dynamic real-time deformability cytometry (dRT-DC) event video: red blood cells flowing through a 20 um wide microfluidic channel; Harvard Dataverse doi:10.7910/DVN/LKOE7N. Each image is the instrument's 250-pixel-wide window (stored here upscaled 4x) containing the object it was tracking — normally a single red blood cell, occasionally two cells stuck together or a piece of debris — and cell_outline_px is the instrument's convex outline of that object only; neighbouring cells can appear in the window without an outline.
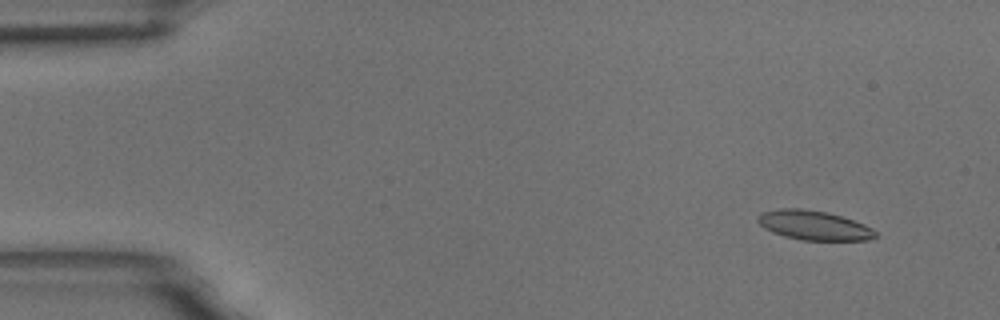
{"species": "common noctule bat (a hibernating species)", "species_latin": "Nyctalus noctula", "temperature_condition": "room temperature", "stored_images_in_passage": 56, "camera_frame_rate_fps": 3000, "um_per_image_px": 0.085, "animal": {"sex": "male", "body_mass_g": 18.8}, "frame": {"image": 1, "passage_image": 5, "time_ms": 1.333, "image_size_px": [1000, 320], "cell_outline_px": [[880, 236], [868, 240], [800, 240], [784, 236], [772, 232], [764, 228], [756, 220], [756, 216], [760, 212], [780, 208], [804, 208], [828, 212], [864, 224], [872, 228]], "centroid_in_image_um": [69.16, 19.14], "position_along_channel_um": 15.8, "area_um2": 20.4}}
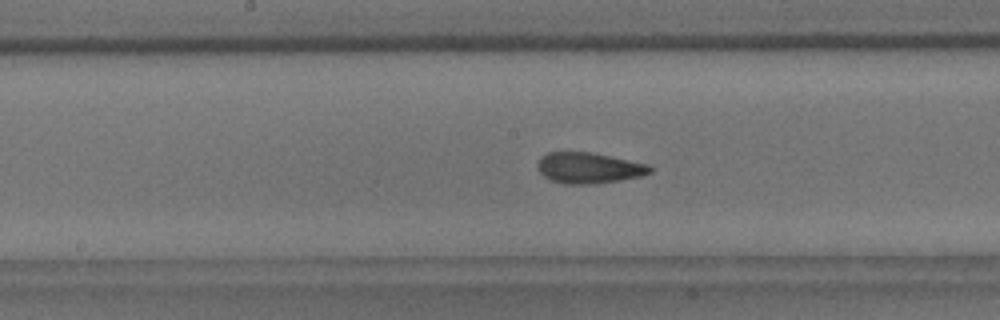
{"frame": {"image": 2, "passage_image": 29, "time_ms": 9.333, "image_size_px": [1000, 320], "cell_outline_px": [[652, 172], [640, 176], [620, 180], [592, 184], [564, 184], [552, 180], [544, 176], [536, 168], [536, 164], [540, 156], [548, 152], [592, 152], [648, 164], [652, 168]], "centroid_in_image_um": [50.01, 14.27], "position_along_channel_um": 198.2, "area_um2": 20.29}}
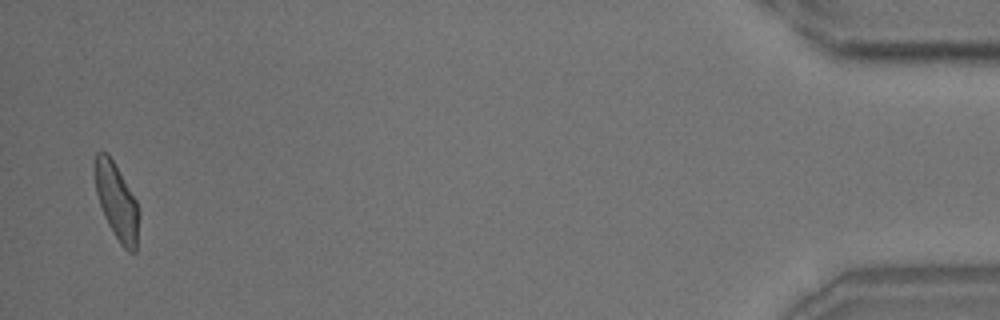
{"frame": {"image": 3, "passage_image": 55, "time_ms": 18.0, "image_size_px": [1000, 320], "cell_outline_px": [[140, 212], [136, 252], [128, 252], [120, 244], [112, 232], [104, 216], [96, 192], [92, 168], [92, 164], [96, 152], [108, 152], [136, 200]], "centroid_in_image_um": [9.9, 17.11], "position_along_channel_um": 425.3, "area_um2": 20.0}, "authors_computed_cell_mechanics": {"area_um2": 20.3167, "velocity_mm_per_s": 3.6106, "shape_relaxation_time_tau1_ms": 6.389, "shape_relaxation_time_tau2_ms": 1.6436, "deformation_change_tau1": 0.1586, "deformation_change_tau2": 0.087}}